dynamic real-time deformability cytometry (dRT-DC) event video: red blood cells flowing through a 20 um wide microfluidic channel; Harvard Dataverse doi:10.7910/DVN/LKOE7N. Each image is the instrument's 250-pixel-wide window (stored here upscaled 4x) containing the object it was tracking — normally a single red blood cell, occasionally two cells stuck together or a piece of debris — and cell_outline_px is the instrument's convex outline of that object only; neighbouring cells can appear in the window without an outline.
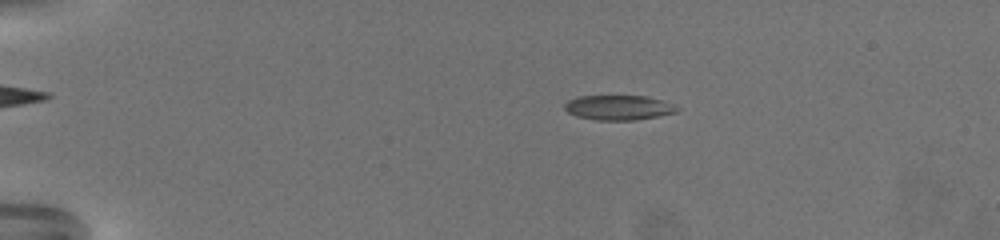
{"species": "common noctule bat (a hibernating species)", "species_latin": "Nyctalus noctula", "temperature_condition": "warm", "stored_images_in_passage": 67, "camera_frame_rate_fps": 3000, "um_per_image_px": 0.085, "animal": {"sex": "female", "body_mass_g": 19.5, "forearm_length_mm": 54.1}, "frame": {"image": 1, "passage_image": 15, "time_ms": 4.667, "image_size_px": [1000, 240], "cell_outline_px": [[680, 108], [676, 112], [636, 120], [596, 120], [576, 116], [568, 112], [564, 108], [564, 104], [568, 100], [580, 96], [644, 96], [660, 100], [672, 104]], "centroid_in_image_um": [52.54, 9.15], "position_along_channel_um": 32.5, "area_um2": 16.07}}
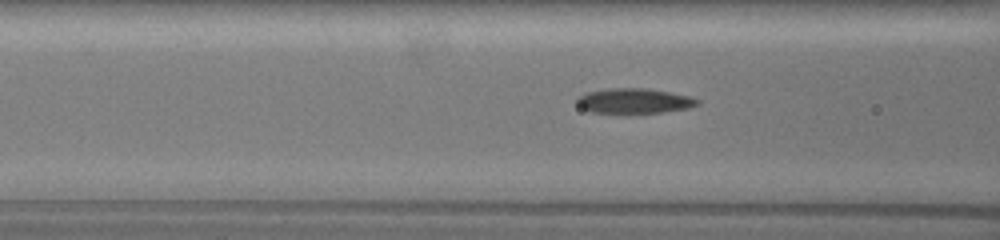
{"frame": {"image": 2, "passage_image": 30, "time_ms": 9.667, "image_size_px": [1000, 240], "cell_outline_px": [[700, 104], [688, 108], [664, 112], [592, 112], [584, 108], [576, 100], [580, 96], [588, 92], [608, 88], [648, 88], [688, 96], [700, 100]], "centroid_in_image_um": [53.96, 8.56], "position_along_channel_um": 112.6, "area_um2": 17.11}, "authors_computed_cell_mechanics": {"area_um2": 17.5134, "velocity_mm_per_s": 3.2608, "shape_relaxation_time_tau1_ms": 5.2694, "shape_relaxation_time_tau2_ms": 2.6172, "deformation_change_tau1": 0.1899, "deformation_change_tau2": 0.0781}}